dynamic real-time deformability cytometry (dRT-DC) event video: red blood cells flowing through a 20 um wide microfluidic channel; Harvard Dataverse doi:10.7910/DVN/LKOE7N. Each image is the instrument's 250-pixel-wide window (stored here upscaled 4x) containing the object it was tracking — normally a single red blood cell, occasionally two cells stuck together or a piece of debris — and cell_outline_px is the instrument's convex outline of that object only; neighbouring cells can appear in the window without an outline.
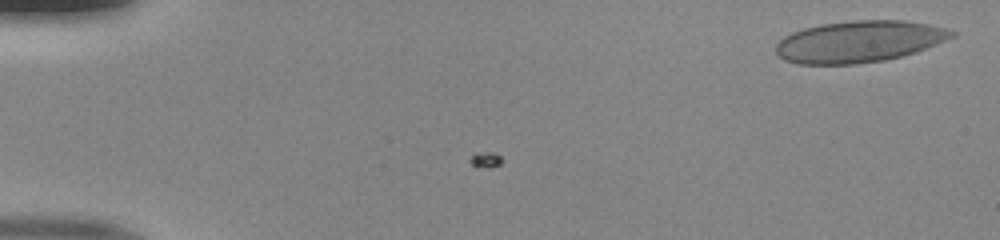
{"species": "human", "species_latin": "Homo sapiens", "temperature_condition": "room temperature", "stored_images_in_passage": 49, "camera_frame_rate_fps": 3000, "um_per_image_px": 0.085, "donor": {"sex": "male"}, "frame": {"image": 1, "passage_image": 2, "time_ms": 0.333, "image_size_px": [1000, 240], "cell_outline_px": [[956, 36], [948, 40], [916, 52], [884, 60], [856, 64], [800, 64], [784, 60], [776, 52], [776, 44], [784, 36], [792, 32], [804, 28], [820, 24], [852, 20], [904, 20], [928, 24], [948, 28], [956, 32]], "centroid_in_image_um": [73.05, 3.52], "position_along_channel_um": 11.9, "area_um2": 42.83}}
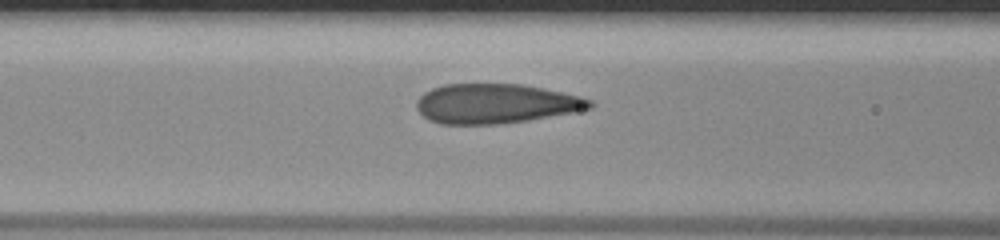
{"frame": {"image": 2, "passage_image": 21, "time_ms": 6.667, "image_size_px": [1000, 240], "cell_outline_px": [[596, 104], [592, 108], [572, 112], [528, 120], [500, 124], [440, 124], [428, 120], [416, 108], [416, 100], [424, 92], [432, 88], [444, 84], [524, 84], [544, 88], [580, 96], [592, 100]], "centroid_in_image_um": [42.13, 8.8], "position_along_channel_um": 124.5, "area_um2": 40.17}}
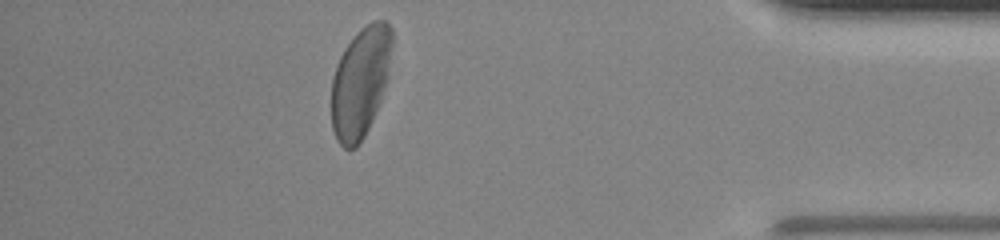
{"frame": {"image": 3, "passage_image": 44, "time_ms": 14.333, "image_size_px": [1000, 240], "cell_outline_px": [[392, 44], [388, 76], [380, 100], [372, 120], [364, 136], [356, 148], [344, 148], [336, 140], [332, 128], [332, 76], [336, 64], [344, 48], [356, 32], [372, 20], [384, 20], [392, 28]], "centroid_in_image_um": [30.62, 6.96], "position_along_channel_um": 404.6, "area_um2": 38.96}}